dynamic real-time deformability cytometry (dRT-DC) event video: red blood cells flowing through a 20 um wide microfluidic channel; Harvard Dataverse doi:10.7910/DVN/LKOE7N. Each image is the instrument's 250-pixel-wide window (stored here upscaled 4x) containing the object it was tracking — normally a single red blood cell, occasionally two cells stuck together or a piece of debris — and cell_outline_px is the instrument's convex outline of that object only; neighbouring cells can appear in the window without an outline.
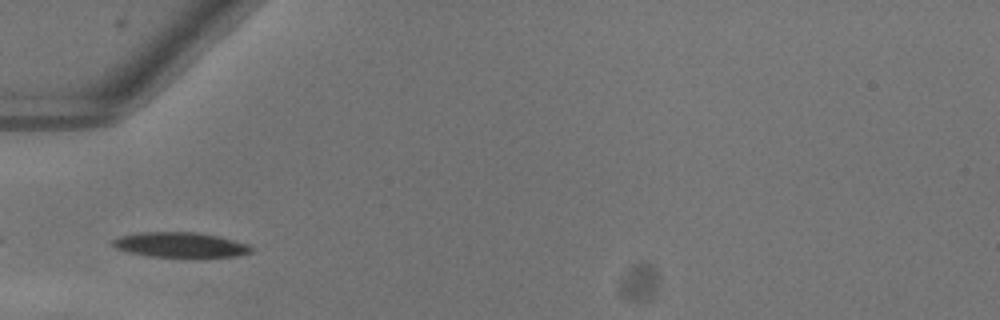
{"species": "common noctule bat (a hibernating species)", "species_latin": "Nyctalus noctula", "temperature_condition": "warm", "stored_images_in_passage": 35, "camera_frame_rate_fps": 3000, "um_per_image_px": 0.085, "animal": {"sex": "female"}, "frame": {"image": 1, "passage_image": 1, "time_ms": 0.0, "image_size_px": [1000, 320], "cell_outline_px": [[252, 252], [236, 256], [148, 256], [128, 252], [116, 248], [112, 244], [112, 240], [120, 236], [144, 232], [196, 232], [220, 236], [248, 244], [252, 248]], "centroid_in_image_um": [15.32, 20.79], "position_along_channel_um": 69.7, "area_um2": 19.88}, "authors_computed_cell_mechanics": {"area_um2": 20.3456, "velocity_mm_per_s": 4.0262, "shape_relaxation_time_tau1_ms": 3.4286, "shape_relaxation_time_tau2_ms": 6.6197, "deformation_change_tau1": 0.1467, "deformation_change_tau2": 0.1074}}